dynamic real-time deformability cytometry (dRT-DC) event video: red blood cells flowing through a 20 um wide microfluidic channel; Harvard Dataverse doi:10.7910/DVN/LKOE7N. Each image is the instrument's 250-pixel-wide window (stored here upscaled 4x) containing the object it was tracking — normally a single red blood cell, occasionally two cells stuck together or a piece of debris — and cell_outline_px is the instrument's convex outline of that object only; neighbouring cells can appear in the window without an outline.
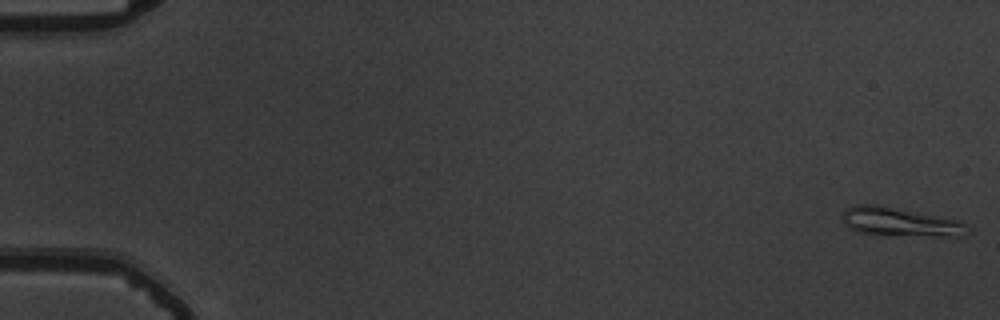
{"species": "common noctule bat (a hibernating species)", "species_latin": "Nyctalus noctula", "temperature_condition": "warm", "stored_images_in_passage": 54, "camera_frame_rate_fps": 3000, "um_per_image_px": 0.085, "animal": {"sex": "male", "body_mass_g": 19.5, "forearm_length_mm": 54.6}, "frame": {"image": 1, "passage_image": 1, "time_ms": 0.0, "image_size_px": [1000, 320], "cell_outline_px": [[972, 232], [960, 236], [872, 236], [856, 232], [848, 228], [840, 220], [840, 216], [848, 208], [856, 204], [880, 204], [960, 220]], "centroid_in_image_um": [76.45, 18.89], "position_along_channel_um": 8.6, "area_um2": 21.96}}
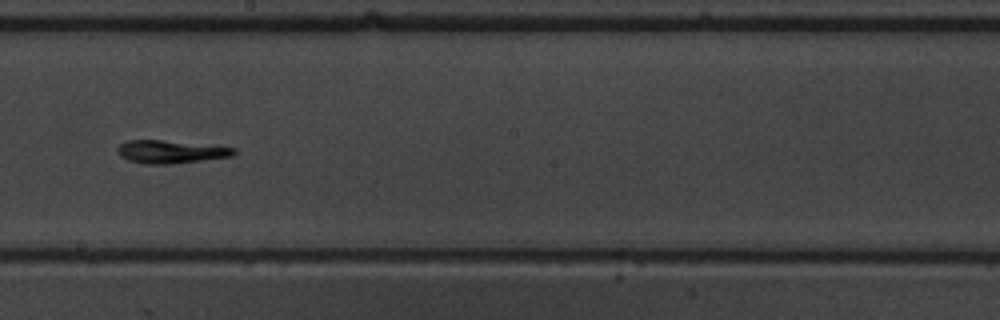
{"frame": {"image": 2, "passage_image": 32, "time_ms": 10.333, "image_size_px": [1000, 320], "cell_outline_px": [[236, 152], [232, 156], [172, 164], [144, 164], [128, 160], [120, 156], [116, 152], [116, 148], [120, 144], [128, 140], [160, 140], [216, 144], [236, 148]], "centroid_in_image_um": [14.54, 12.88], "position_along_channel_um": 233.7, "area_um2": 15.95}}
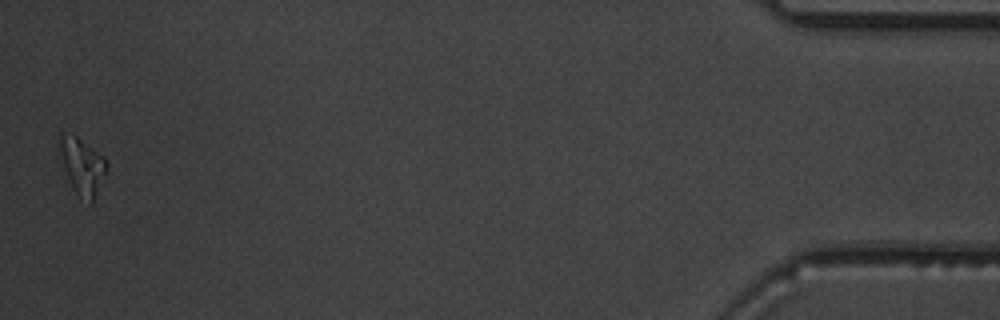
{"frame": {"image": 3, "passage_image": 54, "time_ms": 17.667, "image_size_px": [1000, 320], "cell_outline_px": [[108, 168], [92, 204], [88, 204], [80, 200], [72, 188], [64, 168], [60, 148], [60, 132], [72, 132], [104, 156], [108, 164]], "centroid_in_image_um": [7.02, 14.14], "position_along_channel_um": 428.2, "area_um2": 15.78}}